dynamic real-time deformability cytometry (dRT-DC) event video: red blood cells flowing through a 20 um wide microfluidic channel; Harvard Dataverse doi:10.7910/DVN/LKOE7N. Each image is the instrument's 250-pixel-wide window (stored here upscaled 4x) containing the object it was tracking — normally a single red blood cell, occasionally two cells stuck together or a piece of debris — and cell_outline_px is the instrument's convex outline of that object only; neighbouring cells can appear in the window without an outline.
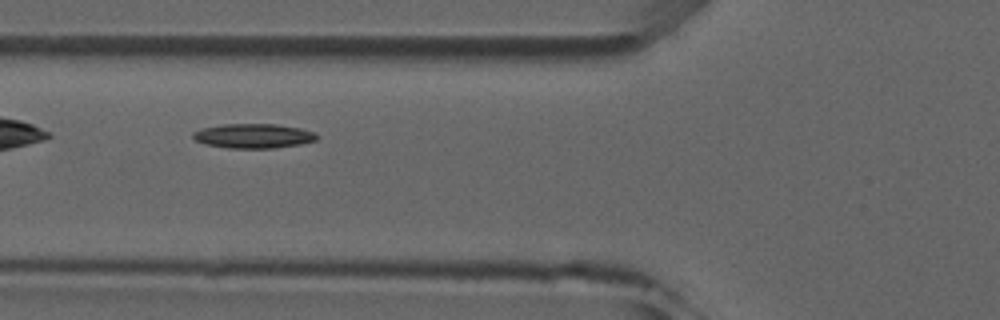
{"species": "common noctule bat (a hibernating species)", "species_latin": "Nyctalus noctula", "temperature_condition": "room temperature", "stored_images_in_passage": 6, "camera_frame_rate_fps": 3000, "um_per_image_px": 0.085, "animal": {"sex": "male", "forearm_length_mm": 52.5}, "frame": {"image": 1, "passage_image": 4, "time_ms": 3.667, "image_size_px": [1000, 320], "cell_outline_px": [[320, 136], [316, 140], [300, 144], [272, 148], [228, 148], [204, 144], [196, 140], [192, 136], [192, 132], [204, 128], [224, 124], [276, 124], [300, 128], [312, 132]], "centroid_in_image_um": [21.54, 11.55], "position_along_channel_um": 104.3, "area_um2": 17.57}}
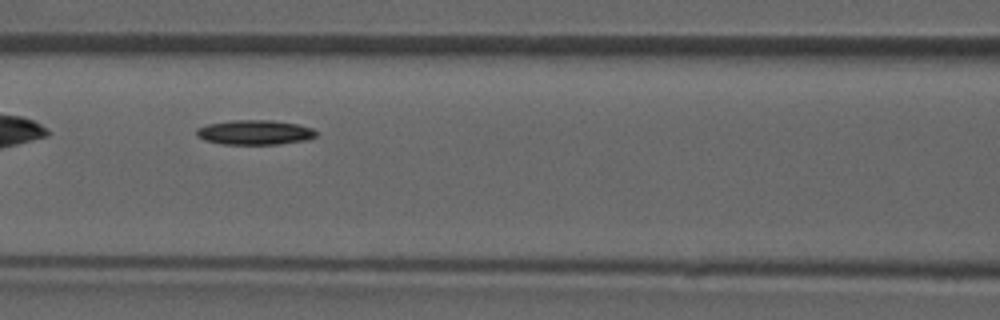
{"frame": {"image": 2, "passage_image": 5, "time_ms": 4.667, "image_size_px": [1000, 320], "cell_outline_px": [[316, 136], [308, 140], [276, 144], [224, 144], [204, 140], [196, 136], [196, 128], [208, 124], [232, 120], [272, 120], [296, 124], [312, 128], [316, 132]], "centroid_in_image_um": [21.63, 11.25], "position_along_channel_um": 145.0, "area_um2": 17.17}}